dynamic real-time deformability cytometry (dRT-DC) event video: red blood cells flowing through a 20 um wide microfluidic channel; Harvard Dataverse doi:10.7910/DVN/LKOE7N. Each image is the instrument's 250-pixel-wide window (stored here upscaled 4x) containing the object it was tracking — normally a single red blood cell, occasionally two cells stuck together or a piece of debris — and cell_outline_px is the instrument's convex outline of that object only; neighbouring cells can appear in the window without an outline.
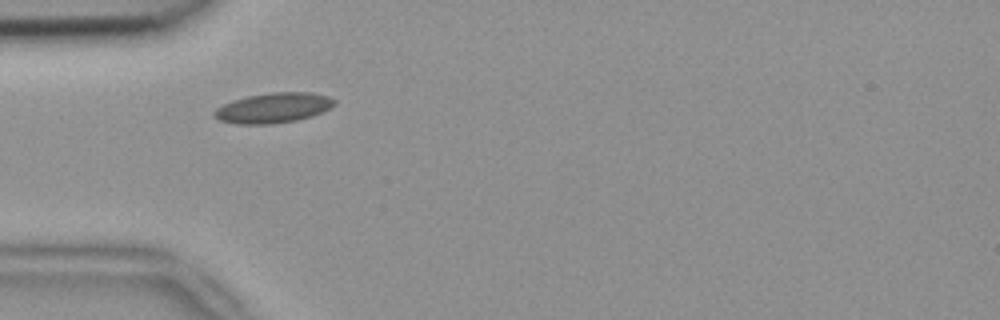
{"species": "common noctule bat (a hibernating species)", "species_latin": "Nyctalus noctula", "temperature_condition": "room temperature", "stored_images_in_passage": 5, "camera_frame_rate_fps": 3000, "um_per_image_px": 0.085, "animal": {"sex": "female", "body_mass_g": 18.4}, "frame": {"image": 1, "passage_image": 1, "time_ms": 0.0, "image_size_px": [1000, 320], "cell_outline_px": [[336, 104], [332, 108], [312, 116], [296, 120], [272, 124], [236, 124], [220, 120], [212, 116], [212, 112], [216, 108], [232, 100], [248, 96], [272, 92], [312, 92], [328, 96], [336, 100]], "centroid_in_image_um": [23.25, 9.17], "position_along_channel_um": 61.8, "area_um2": 21.27}}
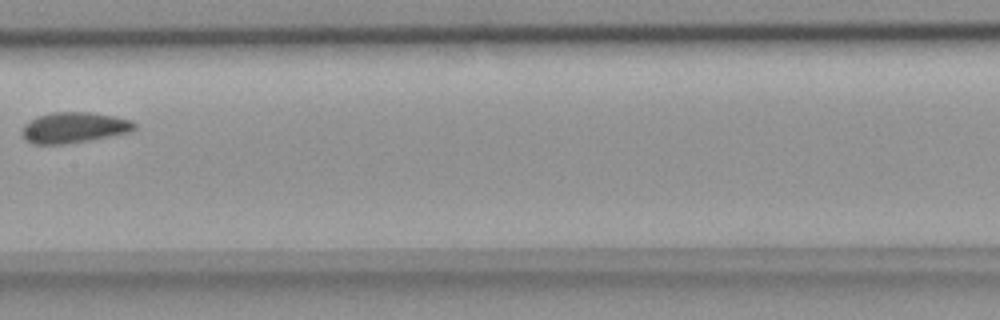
{"frame": {"image": 2, "passage_image": 4, "time_ms": 1.0, "image_size_px": [1000, 320], "cell_outline_px": [[136, 128], [128, 132], [88, 140], [60, 144], [32, 144], [24, 140], [20, 132], [24, 124], [36, 116], [52, 112], [92, 112], [132, 120], [136, 124]], "centroid_in_image_um": [6.22, 10.83], "position_along_channel_um": 201.2, "area_um2": 20.11}}
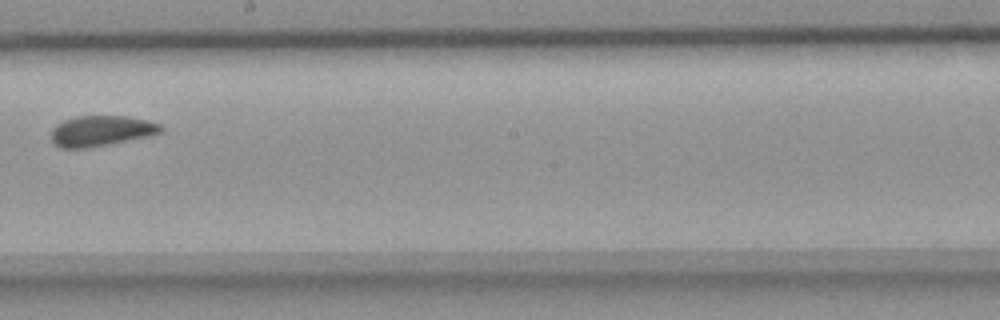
{"frame": {"image": 3, "passage_image": 5, "time_ms": 1.333, "image_size_px": [1000, 320], "cell_outline_px": [[164, 128], [160, 132], [144, 136], [108, 144], [88, 148], [60, 148], [52, 144], [52, 128], [56, 124], [64, 120], [76, 116], [128, 116], [148, 120], [160, 124]], "centroid_in_image_um": [8.54, 11.11], "position_along_channel_um": 239.7, "area_um2": 19.36}}